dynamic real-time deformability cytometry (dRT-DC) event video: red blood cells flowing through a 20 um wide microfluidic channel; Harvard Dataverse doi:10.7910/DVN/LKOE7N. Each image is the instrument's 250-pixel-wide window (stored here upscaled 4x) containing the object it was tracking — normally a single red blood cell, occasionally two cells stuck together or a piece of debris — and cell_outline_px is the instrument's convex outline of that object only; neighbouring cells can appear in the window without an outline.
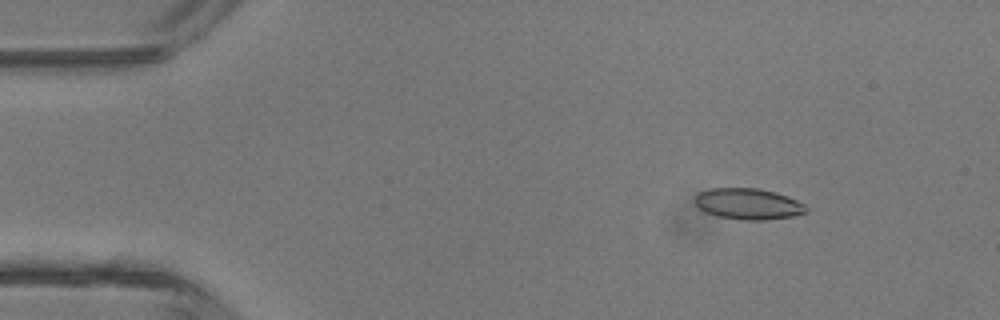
{"species": "common noctule bat (a hibernating species)", "species_latin": "Nyctalus noctula", "temperature_condition": "room temperature", "stored_images_in_passage": 3, "camera_frame_rate_fps": 3000, "um_per_image_px": 0.085, "animal": {"sex": "male", "body_mass_g": 13.3}, "frame": {"image": 1, "passage_image": 1, "time_ms": 0.0, "image_size_px": [1000, 320], "cell_outline_px": [[808, 212], [792, 216], [764, 220], [744, 220], [716, 216], [704, 212], [692, 200], [696, 192], [708, 188], [760, 188], [776, 192], [788, 196], [804, 204], [808, 208]], "centroid_in_image_um": [63.55, 17.32], "position_along_channel_um": 21.4, "area_um2": 20.52}}
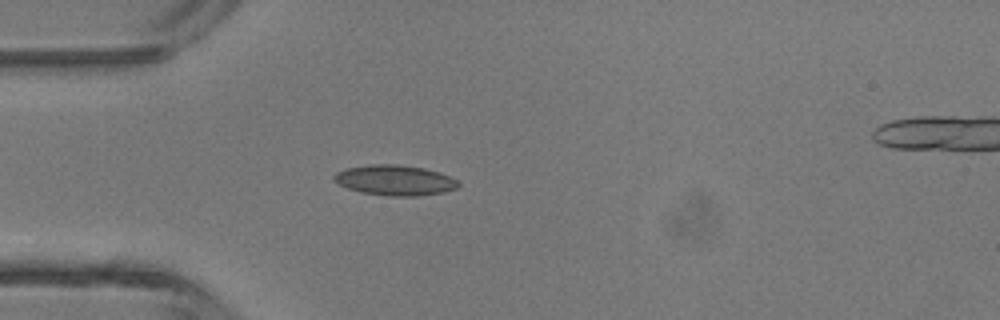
{"frame": {"image": 2, "passage_image": 3, "time_ms": 0.667, "image_size_px": [1000, 320], "cell_outline_px": [[460, 184], [456, 188], [444, 192], [416, 196], [392, 196], [364, 192], [348, 188], [332, 180], [332, 176], [336, 172], [344, 168], [368, 164], [396, 164], [424, 168], [440, 172], [456, 180]], "centroid_in_image_um": [33.54, 15.3], "position_along_channel_um": 51.5, "area_um2": 21.91}}